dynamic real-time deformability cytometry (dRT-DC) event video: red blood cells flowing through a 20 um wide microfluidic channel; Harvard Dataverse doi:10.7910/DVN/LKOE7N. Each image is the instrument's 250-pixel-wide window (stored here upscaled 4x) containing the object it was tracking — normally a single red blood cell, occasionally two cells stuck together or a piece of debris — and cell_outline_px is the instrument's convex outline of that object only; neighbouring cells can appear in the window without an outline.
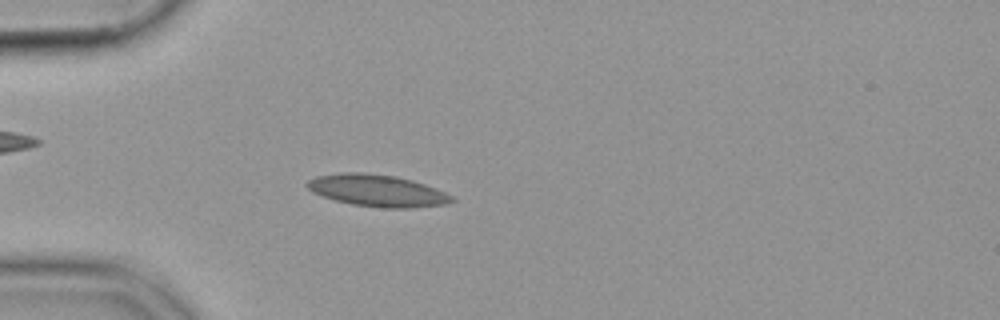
{"species": "common noctule bat (a hibernating species)", "species_latin": "Nyctalus noctula", "temperature_condition": "cold", "stored_images_in_passage": 54, "camera_frame_rate_fps": 3000, "um_per_image_px": 0.085, "animal": {"sex": "female", "body_mass_g": 19.9}, "frame": {"image": 1, "passage_image": 15, "time_ms": 4.667, "image_size_px": [1000, 320], "cell_outline_px": [[456, 200], [444, 204], [412, 208], [384, 208], [352, 204], [336, 200], [312, 192], [304, 184], [308, 180], [316, 176], [340, 172], [364, 172], [396, 176], [412, 180], [424, 184], [444, 192], [452, 196]], "centroid_in_image_um": [32.04, 16.19], "position_along_channel_um": 53.0, "area_um2": 26.82}}
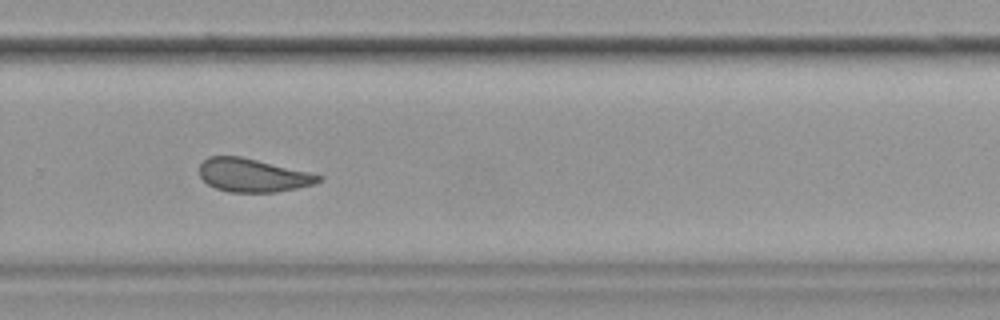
{"frame": {"image": 2, "passage_image": 37, "time_ms": 12.0, "image_size_px": [1000, 320], "cell_outline_px": [[324, 176], [316, 184], [276, 192], [228, 192], [216, 188], [208, 184], [200, 176], [200, 164], [208, 156], [240, 156], [308, 172]], "centroid_in_image_um": [21.48, 14.9], "position_along_channel_um": 308.3, "area_um2": 22.95}}
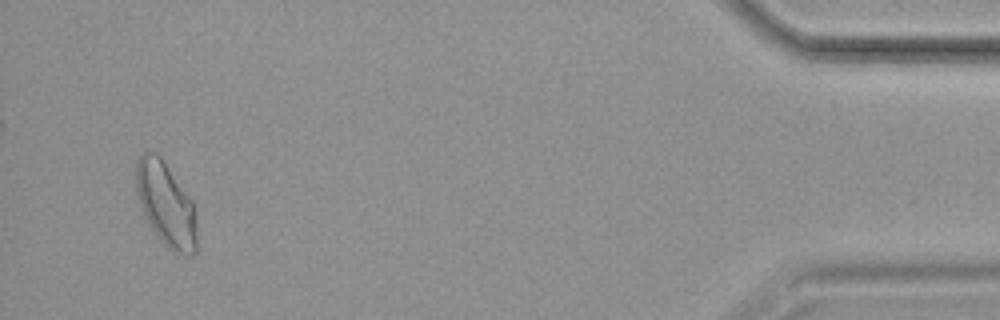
{"frame": {"image": 3, "passage_image": 52, "time_ms": 17.0, "image_size_px": [1000, 320], "cell_outline_px": [[196, 252], [192, 256], [184, 256], [172, 252], [160, 240], [144, 216], [136, 192], [132, 172], [132, 168], [140, 152], [148, 148], [156, 152], [160, 156], [192, 200], [196, 216]], "centroid_in_image_um": [14.04, 17.3], "position_along_channel_um": 421.2, "area_um2": 30.69}}